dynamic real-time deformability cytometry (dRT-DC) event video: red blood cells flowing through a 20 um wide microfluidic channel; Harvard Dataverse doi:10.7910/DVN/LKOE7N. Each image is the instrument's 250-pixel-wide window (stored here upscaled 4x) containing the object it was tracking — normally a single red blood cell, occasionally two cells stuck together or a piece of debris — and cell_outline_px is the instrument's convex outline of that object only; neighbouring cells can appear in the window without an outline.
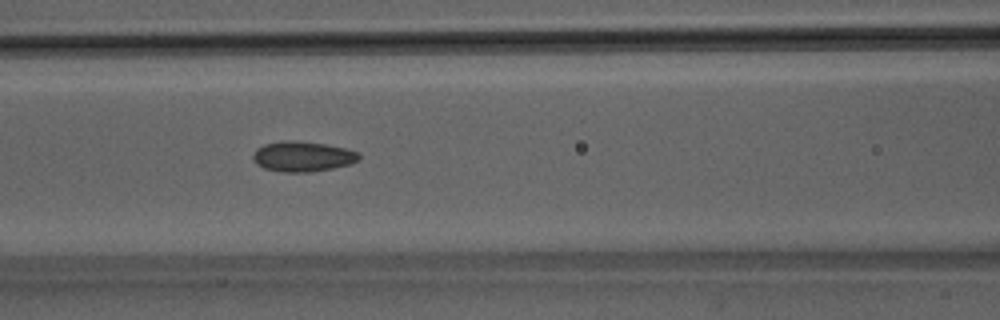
{"species": "Egyptian fruit bat (a non-hibernating species)", "species_latin": "Rousettus aegyptiacus", "temperature_condition": "room temperature", "stored_images_in_passage": 50, "camera_frame_rate_fps": 3000, "um_per_image_px": 0.085, "animal": {"sex": "male"}, "frame": {"image": 1, "passage_image": 22, "time_ms": 7.0, "image_size_px": [1000, 320], "cell_outline_px": [[360, 156], [352, 164], [312, 172], [284, 172], [264, 168], [256, 164], [252, 156], [256, 148], [264, 144], [284, 140], [296, 140], [324, 144], [344, 148], [356, 152]], "centroid_in_image_um": [25.68, 13.3], "position_along_channel_um": 140.9, "area_um2": 18.61}}
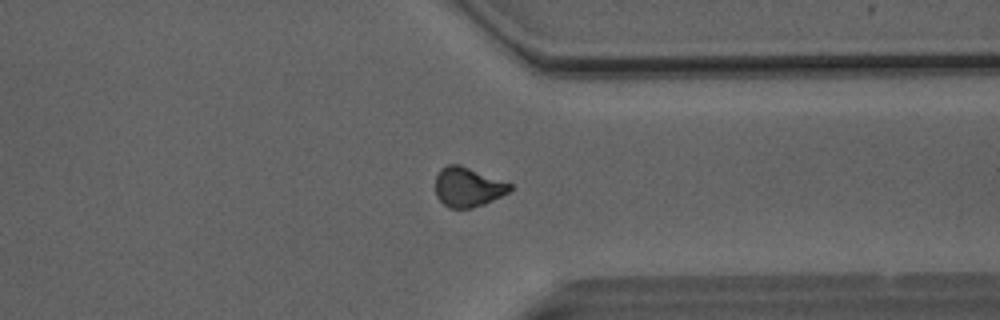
{"frame": {"image": 2, "passage_image": 39, "time_ms": 12.667, "image_size_px": [1000, 320], "cell_outline_px": [[512, 188], [508, 192], [484, 204], [472, 208], [448, 208], [436, 196], [436, 176], [440, 168], [448, 164], [460, 164], [512, 184]], "centroid_in_image_um": [39.74, 15.89], "position_along_channel_um": 371.7, "area_um2": 17.11}}
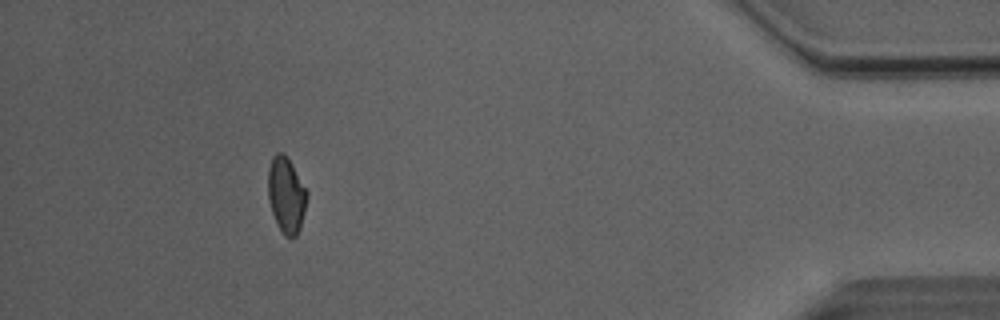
{"frame": {"image": 3, "passage_image": 46, "time_ms": 15.0, "image_size_px": [1000, 320], "cell_outline_px": [[308, 196], [300, 228], [296, 236], [284, 236], [272, 212], [268, 200], [268, 168], [272, 156], [276, 152], [284, 152], [288, 156], [308, 192]], "centroid_in_image_um": [24.33, 16.51], "position_along_channel_um": 410.9, "area_um2": 17.28}, "authors_computed_cell_mechanics": {"area_um2": 17.8891, "velocity_mm_per_s": 4.0999, "shape_relaxation_time_tau1_ms": null, "shape_relaxation_time_tau2_ms": 4.1101, "deformation_change_tau1": null, "deformation_change_tau2": 0.1083}}